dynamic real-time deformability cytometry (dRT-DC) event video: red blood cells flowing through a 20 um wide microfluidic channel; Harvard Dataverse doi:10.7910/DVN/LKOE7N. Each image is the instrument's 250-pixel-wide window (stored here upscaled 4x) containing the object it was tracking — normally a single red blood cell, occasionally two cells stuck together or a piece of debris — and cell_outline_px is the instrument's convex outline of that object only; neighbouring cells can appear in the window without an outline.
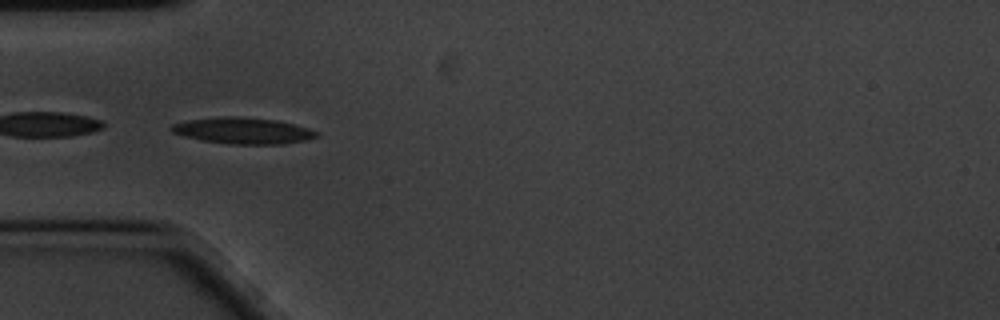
{"species": "common noctule bat (a hibernating species)", "species_latin": "Nyctalus noctula", "temperature_condition": "cold", "stored_images_in_passage": 41, "camera_frame_rate_fps": 3000, "um_per_image_px": 0.085, "animal": {"sex": "male", "body_mass_g": 20.1, "forearm_length_mm": 53.5}, "frame": {"image": 1, "passage_image": 1, "time_ms": 0.0, "image_size_px": [1000, 320], "cell_outline_px": [[320, 136], [308, 140], [284, 144], [232, 144], [200, 140], [184, 136], [172, 132], [168, 128], [172, 124], [188, 120], [216, 116], [240, 116], [276, 120], [308, 128], [320, 132]], "centroid_in_image_um": [20.66, 11.1], "position_along_channel_um": 64.3, "area_um2": 22.48}}
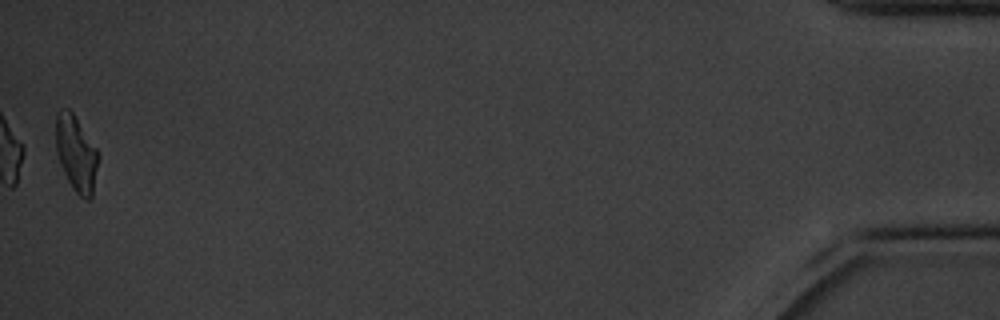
{"frame": {"image": 2, "passage_image": 41, "time_ms": 13.333, "image_size_px": [1000, 320], "cell_outline_px": [[100, 160], [92, 196], [88, 200], [84, 200], [72, 188], [60, 164], [56, 152], [56, 112], [60, 108], [68, 108], [72, 112], [100, 152]], "centroid_in_image_um": [6.5, 13.05], "position_along_channel_um": 428.7, "area_um2": 19.13}, "authors_computed_cell_mechanics": {"area_um2": 19.7676, "velocity_mm_per_s": 3.4398, "shape_relaxation_time_tau1_ms": 3.9018, "shape_relaxation_time_tau2_ms": 2.8364, "deformation_change_tau1": 0.1466, "deformation_change_tau2": 0.1097}}